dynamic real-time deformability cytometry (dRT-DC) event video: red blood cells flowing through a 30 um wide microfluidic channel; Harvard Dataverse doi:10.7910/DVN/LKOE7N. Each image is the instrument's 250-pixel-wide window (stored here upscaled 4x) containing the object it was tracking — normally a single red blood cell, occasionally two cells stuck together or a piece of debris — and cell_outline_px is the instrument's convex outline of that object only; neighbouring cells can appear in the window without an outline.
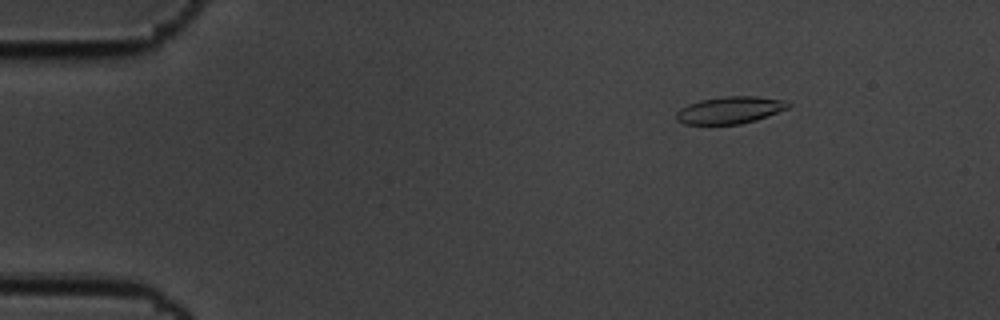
{"species": "common noctule bat (a hibernating species)", "species_latin": "Nyctalus noctula", "temperature_condition": "cold", "stored_images_in_passage": 51, "camera_frame_rate_fps": 3000, "um_per_image_px": 0.085, "animal": {"sex": "male", "body_mass_g": 19.5, "forearm_length_mm": 54.6}, "frame": {"image": 1, "passage_image": 1, "time_ms": 0.0, "image_size_px": [1000, 320], "cell_outline_px": [[792, 104], [788, 108], [756, 120], [740, 124], [684, 124], [676, 120], [676, 112], [680, 108], [688, 104], [700, 100], [724, 96], [756, 96], [788, 100]], "centroid_in_image_um": [62.06, 9.35], "position_along_channel_um": 22.9, "area_um2": 17.8}}
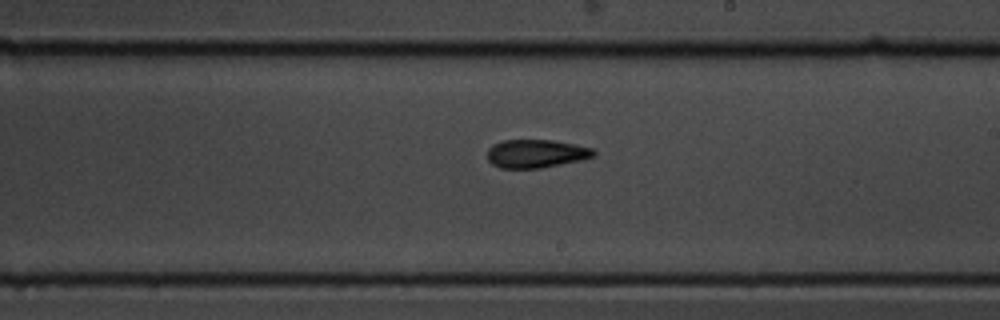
{"frame": {"image": 2, "passage_image": 27, "time_ms": 8.667, "image_size_px": [1000, 320], "cell_outline_px": [[596, 156], [580, 160], [540, 168], [500, 168], [492, 164], [488, 160], [488, 148], [492, 144], [504, 140], [552, 140], [576, 144], [592, 148], [596, 152]], "centroid_in_image_um": [45.56, 13.05], "position_along_channel_um": 243.4, "area_um2": 17.57}}
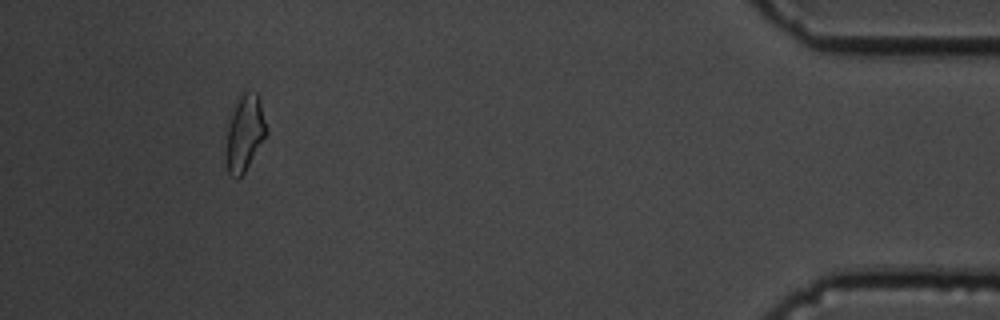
{"frame": {"image": 3, "passage_image": 47, "time_ms": 15.333, "image_size_px": [1000, 320], "cell_outline_px": [[268, 132], [244, 172], [236, 180], [228, 172], [228, 128], [232, 112], [240, 96], [244, 92], [256, 92], [260, 100], [268, 128]], "centroid_in_image_um": [20.85, 11.28], "position_along_channel_um": 414.3, "area_um2": 17.17}, "authors_computed_cell_mechanics": {"area_um2": 17.8024, "velocity_mm_per_s": 3.472, "shape_relaxation_time_tau1_ms": 5.4554, "shape_relaxation_time_tau2_ms": 2.8094, "deformation_change_tau1": 0.1498, "deformation_change_tau2": 0.0897}}